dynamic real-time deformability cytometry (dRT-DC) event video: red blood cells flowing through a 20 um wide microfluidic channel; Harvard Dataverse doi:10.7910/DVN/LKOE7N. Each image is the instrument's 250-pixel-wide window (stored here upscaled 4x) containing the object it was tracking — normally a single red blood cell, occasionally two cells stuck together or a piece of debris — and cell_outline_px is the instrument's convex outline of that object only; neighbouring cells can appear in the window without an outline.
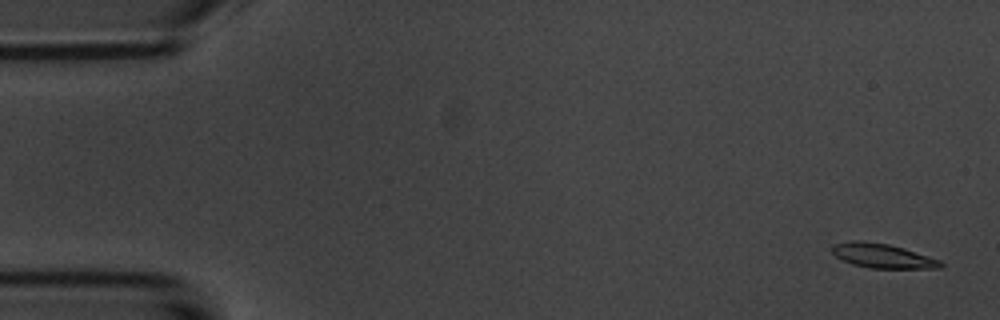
{"species": "common noctule bat (a hibernating species)", "species_latin": "Nyctalus noctula", "temperature_condition": "room temperature", "stored_images_in_passage": 4, "camera_frame_rate_fps": 3000, "um_per_image_px": 0.085, "animal": {"sex": "male", "body_mass_g": 20.1, "forearm_length_mm": 53.5}, "frame": {"image": 1, "passage_image": 1, "time_ms": 0.0, "image_size_px": [1000, 320], "cell_outline_px": [[944, 264], [940, 268], [868, 268], [852, 264], [836, 256], [828, 248], [832, 244], [852, 240], [860, 240], [888, 244], [904, 248], [940, 260]], "centroid_in_image_um": [74.96, 21.73], "position_along_channel_um": 10.0, "area_um2": 15.49}}
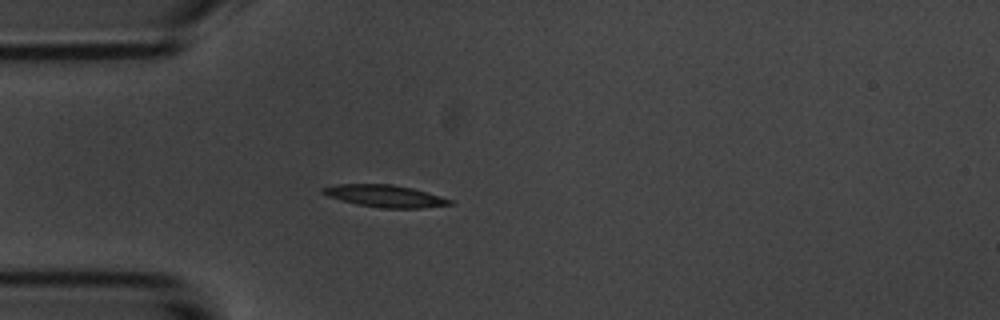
{"frame": {"image": 2, "passage_image": 4, "time_ms": 4.333, "image_size_px": [1000, 320], "cell_outline_px": [[452, 204], [420, 208], [380, 208], [356, 204], [340, 200], [328, 196], [320, 192], [320, 188], [336, 184], [392, 184], [412, 188], [440, 196], [452, 200]], "centroid_in_image_um": [32.66, 16.66], "position_along_channel_um": 52.3, "area_um2": 16.36}}